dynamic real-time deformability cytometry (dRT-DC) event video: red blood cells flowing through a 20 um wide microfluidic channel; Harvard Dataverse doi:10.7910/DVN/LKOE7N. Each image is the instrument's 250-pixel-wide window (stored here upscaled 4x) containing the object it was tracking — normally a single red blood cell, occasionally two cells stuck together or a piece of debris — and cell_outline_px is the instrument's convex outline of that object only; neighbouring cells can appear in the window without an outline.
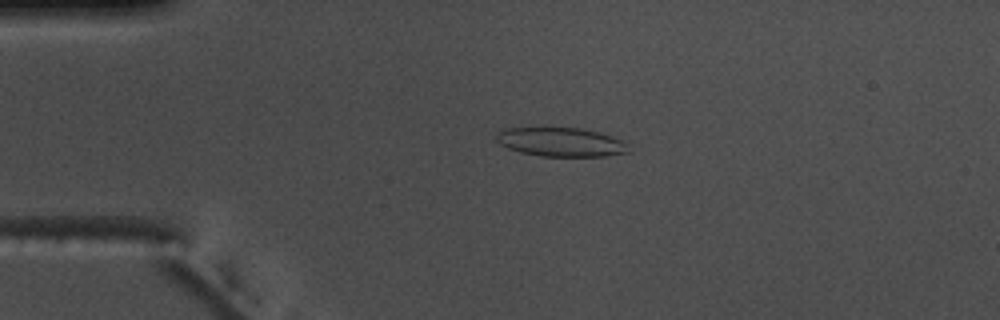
{"species": "common noctule bat (a hibernating species)", "species_latin": "Nyctalus noctula", "temperature_condition": "warm", "stored_images_in_passage": 55, "camera_frame_rate_fps": 3000, "um_per_image_px": 0.085, "animal": {"sex": "male", "body_mass_g": 17.5, "forearm_length_mm": 52.3}, "frame": {"image": 1, "passage_image": 13, "time_ms": 4.0, "image_size_px": [1000, 320], "cell_outline_px": [[632, 152], [604, 156], [540, 156], [520, 152], [508, 148], [500, 144], [496, 140], [496, 132], [504, 128], [580, 128], [596, 132], [620, 140]], "centroid_in_image_um": [47.61, 12.08], "position_along_channel_um": 37.4, "area_um2": 22.02}}
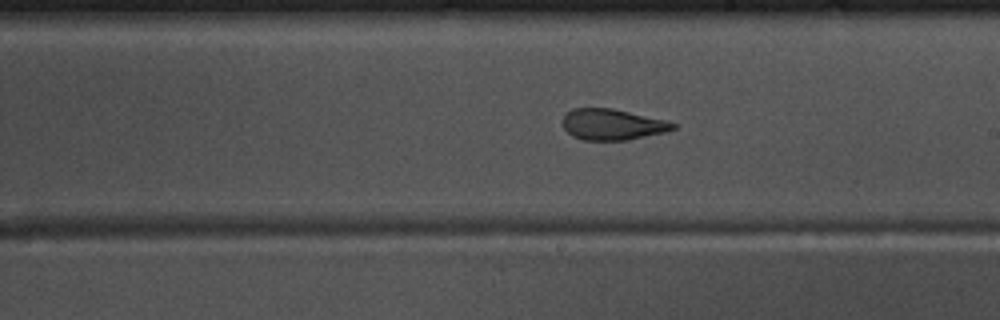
{"frame": {"image": 2, "passage_image": 32, "time_ms": 10.333, "image_size_px": [1000, 320], "cell_outline_px": [[676, 128], [664, 132], [628, 140], [584, 140], [572, 136], [564, 128], [560, 120], [572, 108], [612, 108], [668, 120], [676, 124]], "centroid_in_image_um": [52.04, 10.57], "position_along_channel_um": 237.0, "area_um2": 20.06}}
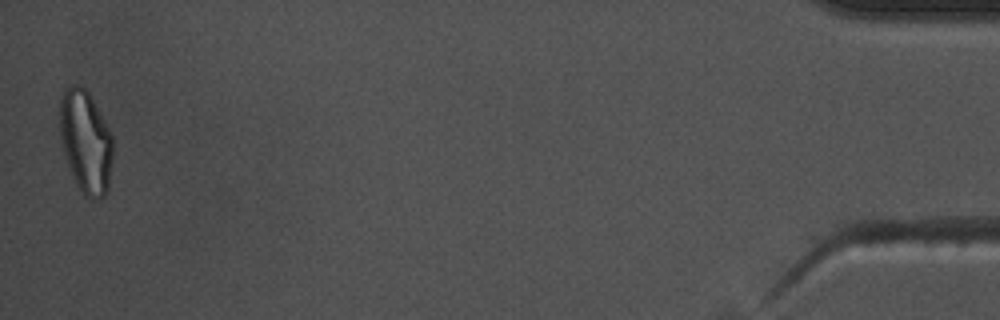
{"frame": {"image": 3, "passage_image": 55, "time_ms": 18.0, "image_size_px": [1000, 320], "cell_outline_px": [[112, 160], [108, 188], [104, 196], [100, 200], [92, 200], [84, 196], [80, 192], [72, 176], [64, 152], [60, 132], [60, 96], [64, 88], [72, 84], [80, 84], [92, 96], [112, 136]], "centroid_in_image_um": [7.28, 12.05], "position_along_channel_um": 427.9, "area_um2": 32.08}, "authors_computed_cell_mechanics": {"area_um2": 22.6576, "velocity_mm_per_s": 3.6991, "shape_relaxation_time_tau1_ms": 11.0013, "shape_relaxation_time_tau2_ms": 1.7393, "deformation_change_tau1": 0.2731, "deformation_change_tau2": 0.0929}}